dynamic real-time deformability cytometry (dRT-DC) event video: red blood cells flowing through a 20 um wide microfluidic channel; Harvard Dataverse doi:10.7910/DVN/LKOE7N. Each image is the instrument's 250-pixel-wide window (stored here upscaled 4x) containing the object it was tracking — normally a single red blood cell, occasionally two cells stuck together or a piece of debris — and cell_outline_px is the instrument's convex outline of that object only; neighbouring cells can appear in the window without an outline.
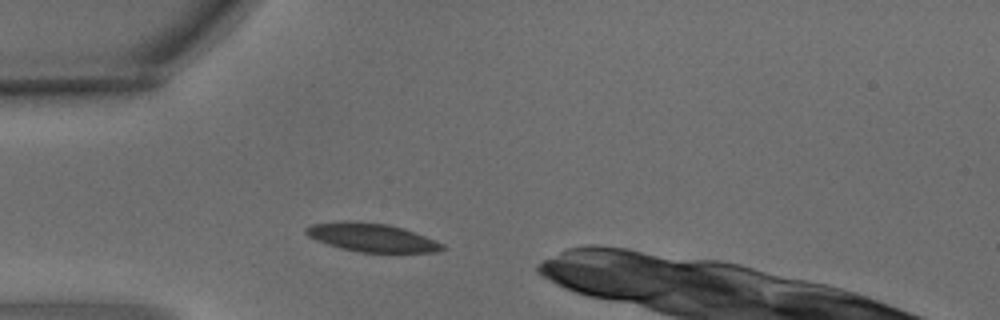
{"species": "common noctule bat (a hibernating species)", "species_latin": "Nyctalus noctula", "temperature_condition": "warm", "stored_images_in_passage": 1, "camera_frame_rate_fps": 3000, "um_per_image_px": 0.085, "animal": {"sex": "male", "body_mass_g": 15.6}, "frame": {"image": 1, "passage_image": 1, "time_ms": 0.0, "image_size_px": [1000, 320], "cell_outline_px": [[448, 248], [436, 252], [360, 252], [340, 248], [316, 240], [308, 236], [304, 232], [304, 228], [312, 224], [344, 220], [348, 220], [388, 224], [404, 228], [436, 240], [444, 244]], "centroid_in_image_um": [31.61, 20.18], "position_along_channel_um": 53.4, "area_um2": 22.77}}